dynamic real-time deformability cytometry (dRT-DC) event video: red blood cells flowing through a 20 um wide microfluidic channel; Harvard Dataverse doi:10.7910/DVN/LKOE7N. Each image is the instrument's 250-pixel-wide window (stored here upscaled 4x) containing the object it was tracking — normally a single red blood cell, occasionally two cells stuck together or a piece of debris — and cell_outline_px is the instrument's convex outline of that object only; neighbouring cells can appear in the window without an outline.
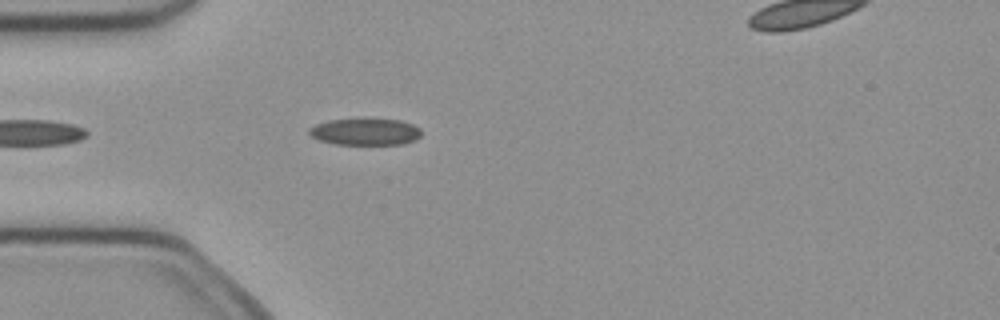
{"species": "common noctule bat (a hibernating species)", "species_latin": "Nyctalus noctula", "temperature_condition": "cold", "stored_images_in_passage": 14, "camera_frame_rate_fps": 3000, "um_per_image_px": 0.085, "animal": {"sex": "female", "body_mass_g": 21.9}, "frame": {"image": 1, "passage_image": 3, "time_ms": 0.667, "image_size_px": [1000, 320], "cell_outline_px": [[420, 136], [416, 140], [404, 144], [336, 144], [320, 140], [312, 136], [308, 132], [308, 128], [316, 124], [328, 120], [400, 120], [412, 124], [420, 128]], "centroid_in_image_um": [31.06, 11.21], "position_along_channel_um": 53.9, "area_um2": 17.17}}
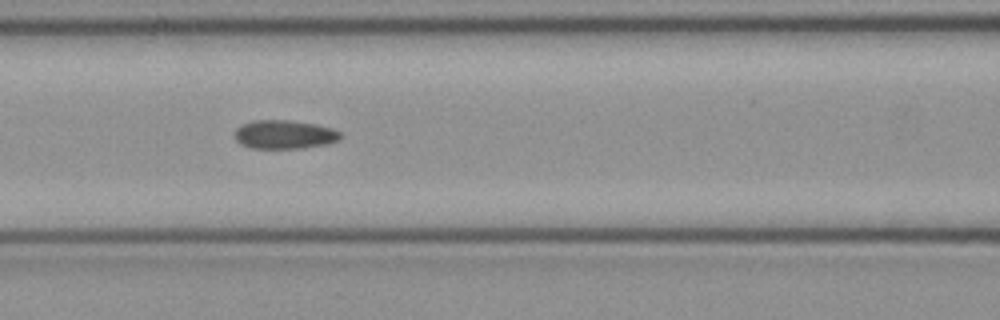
{"frame": {"image": 2, "passage_image": 10, "time_ms": 3.0, "image_size_px": [1000, 320], "cell_outline_px": [[340, 140], [328, 144], [304, 148], [252, 148], [240, 144], [236, 140], [236, 128], [252, 120], [288, 120], [316, 124], [332, 128], [340, 132]], "centroid_in_image_um": [24.2, 11.43], "position_along_channel_um": 142.4, "area_um2": 17.69}}